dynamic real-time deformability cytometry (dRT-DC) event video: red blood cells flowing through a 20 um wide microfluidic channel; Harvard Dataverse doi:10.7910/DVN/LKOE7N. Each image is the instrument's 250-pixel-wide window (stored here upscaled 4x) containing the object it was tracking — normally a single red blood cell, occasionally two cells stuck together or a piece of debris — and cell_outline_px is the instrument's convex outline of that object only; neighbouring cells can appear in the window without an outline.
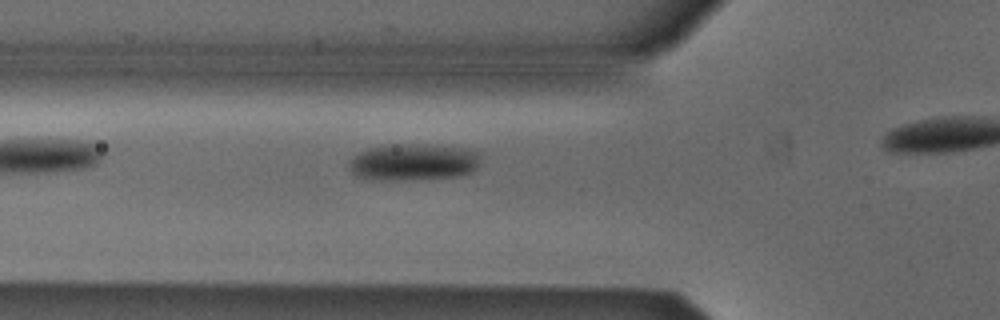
{"species": "Egyptian fruit bat (a non-hibernating species)", "species_latin": "Rousettus aegyptiacus", "temperature_condition": "cold", "stored_images_in_passage": 10, "camera_frame_rate_fps": 3000, "um_per_image_px": 0.085, "animal": {"sex": "male"}, "frame": {"image": 1, "passage_image": 2, "time_ms": 0.333, "image_size_px": [1000, 320], "cell_outline_px": [[480, 164], [472, 172], [456, 176], [384, 180], [368, 180], [356, 176], [352, 172], [348, 164], [352, 156], [368, 148], [388, 144], [428, 144], [464, 148], [480, 152]], "centroid_in_image_um": [35.12, 13.76], "position_along_channel_um": 90.7, "area_um2": 28.32}}
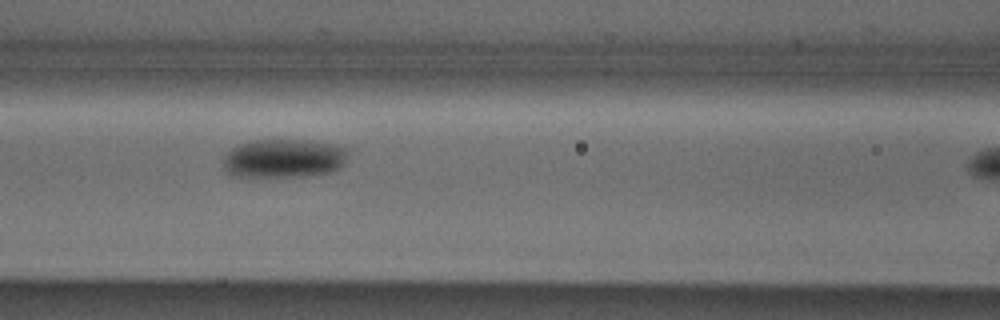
{"frame": {"image": 2, "passage_image": 6, "time_ms": 1.667, "image_size_px": [1000, 320], "cell_outline_px": [[348, 152], [344, 164], [340, 168], [328, 172], [308, 176], [240, 176], [228, 172], [224, 168], [224, 156], [236, 144], [252, 140], [308, 140], [332, 144], [348, 148]], "centroid_in_image_um": [24.15, 13.44], "position_along_channel_um": 142.5, "area_um2": 28.15}}
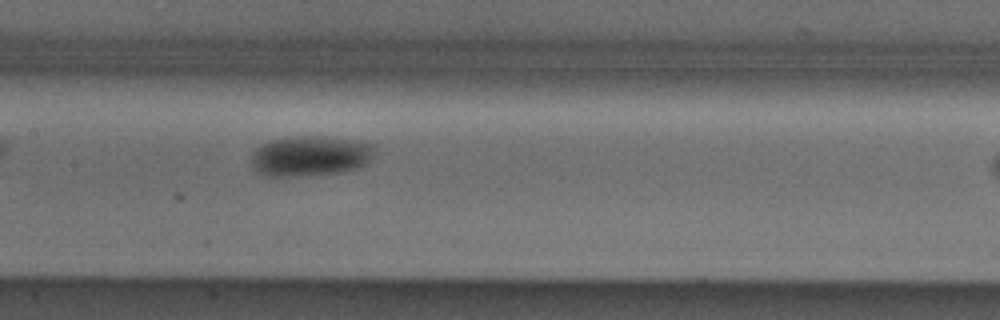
{"frame": {"image": 3, "passage_image": 9, "time_ms": 2.667, "image_size_px": [1000, 320], "cell_outline_px": [[372, 152], [368, 160], [364, 164], [356, 168], [340, 172], [292, 176], [268, 176], [252, 168], [252, 156], [256, 148], [268, 140], [284, 136], [324, 136], [352, 140], [372, 144]], "centroid_in_image_um": [26.29, 13.23], "position_along_channel_um": 181.1, "area_um2": 28.61}}